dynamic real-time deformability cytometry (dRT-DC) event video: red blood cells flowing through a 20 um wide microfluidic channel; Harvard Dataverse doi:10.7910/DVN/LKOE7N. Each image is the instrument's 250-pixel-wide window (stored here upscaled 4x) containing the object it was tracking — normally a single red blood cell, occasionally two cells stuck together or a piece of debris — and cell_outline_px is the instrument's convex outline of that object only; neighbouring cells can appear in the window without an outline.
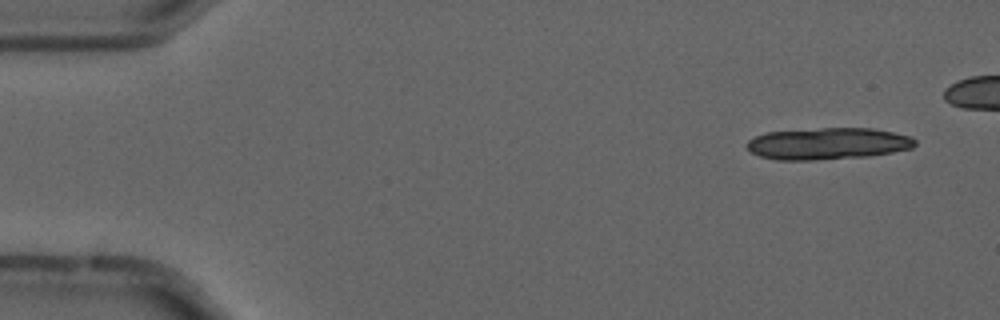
{"species": "common noctule bat (a hibernating species)", "species_latin": "Nyctalus noctula", "temperature_condition": "cold", "stored_images_in_passage": 7, "camera_frame_rate_fps": 3000, "um_per_image_px": 0.085, "animal": {"sex": "male", "forearm_length_mm": 52.5}, "frame": {"image": 1, "passage_image": 1, "time_ms": 0.0, "image_size_px": [1000, 320], "cell_outline_px": [[916, 144], [912, 148], [892, 152], [868, 156], [812, 160], [776, 160], [760, 156], [752, 152], [748, 148], [748, 140], [756, 136], [768, 132], [820, 128], [872, 128], [912, 136], [916, 140]], "centroid_in_image_um": [70.4, 12.2], "position_along_channel_um": 14.6, "area_um2": 30.98}}
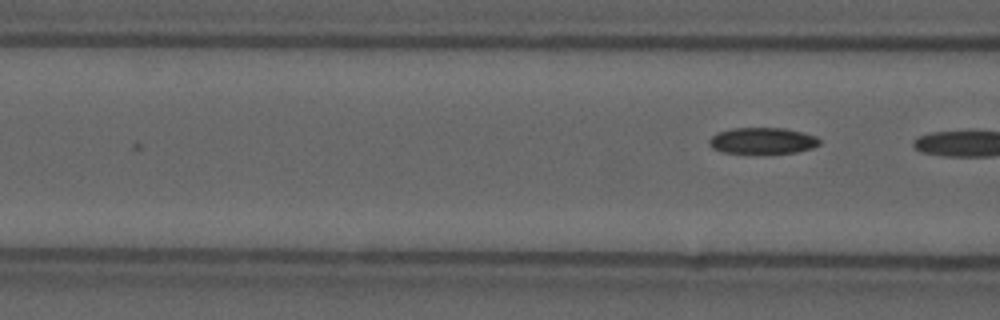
{"frame": {"image": 2, "passage_image": 7, "time_ms": 2.0, "image_size_px": [1000, 320], "cell_outline_px": [[820, 144], [812, 148], [796, 152], [752, 156], [724, 152], [712, 148], [708, 144], [708, 140], [716, 132], [732, 128], [784, 128], [816, 136], [820, 140]], "centroid_in_image_um": [64.76, 12.0], "position_along_channel_um": 101.8, "area_um2": 17.63}}